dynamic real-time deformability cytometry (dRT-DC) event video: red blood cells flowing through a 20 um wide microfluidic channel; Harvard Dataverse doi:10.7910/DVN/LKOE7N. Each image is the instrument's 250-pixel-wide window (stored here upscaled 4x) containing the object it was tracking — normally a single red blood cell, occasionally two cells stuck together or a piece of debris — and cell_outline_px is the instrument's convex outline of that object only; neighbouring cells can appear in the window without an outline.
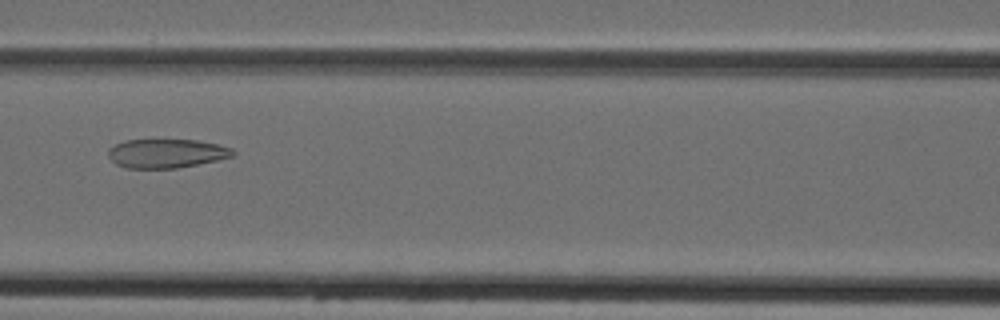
{"species": "Egyptian fruit bat (a non-hibernating species)", "species_latin": "Rousettus aegyptiacus", "temperature_condition": "cold", "stored_images_in_passage": 5, "camera_frame_rate_fps": 3000, "um_per_image_px": 0.085, "animal": {"sex": "female"}, "frame": {"image": 1, "passage_image": 5, "time_ms": 4.667, "image_size_px": [1000, 320], "cell_outline_px": [[236, 152], [232, 156], [216, 160], [176, 168], [128, 168], [116, 164], [108, 156], [108, 148], [124, 140], [196, 140], [216, 144], [232, 148]], "centroid_in_image_um": [14.12, 13.03], "position_along_channel_um": 152.5, "area_um2": 20.81}}